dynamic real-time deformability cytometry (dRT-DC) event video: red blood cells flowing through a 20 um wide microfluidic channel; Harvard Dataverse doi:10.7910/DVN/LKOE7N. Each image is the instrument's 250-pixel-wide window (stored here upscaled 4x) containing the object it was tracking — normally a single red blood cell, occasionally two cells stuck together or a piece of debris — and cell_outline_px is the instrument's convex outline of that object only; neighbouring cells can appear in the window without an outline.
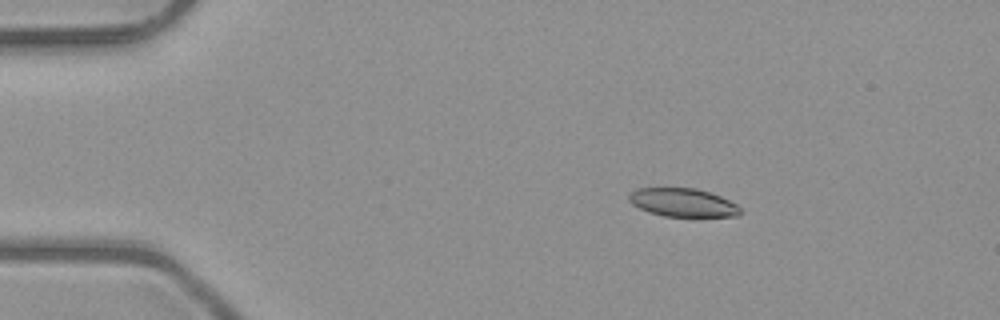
{"species": "common noctule bat (a hibernating species)", "species_latin": "Nyctalus noctula", "temperature_condition": "room temperature", "stored_images_in_passage": 51, "camera_frame_rate_fps": 3000, "um_per_image_px": 0.085, "animal": {"sex": "male", "body_mass_g": 23.1, "forearm_length_mm": 52.7}, "frame": {"image": 1, "passage_image": 8, "time_ms": 2.333, "image_size_px": [1000, 320], "cell_outline_px": [[744, 212], [736, 216], [664, 216], [648, 212], [632, 204], [628, 200], [628, 196], [636, 188], [696, 188], [720, 196], [736, 204]], "centroid_in_image_um": [58.03, 17.21], "position_along_channel_um": 27.0, "area_um2": 18.32}}
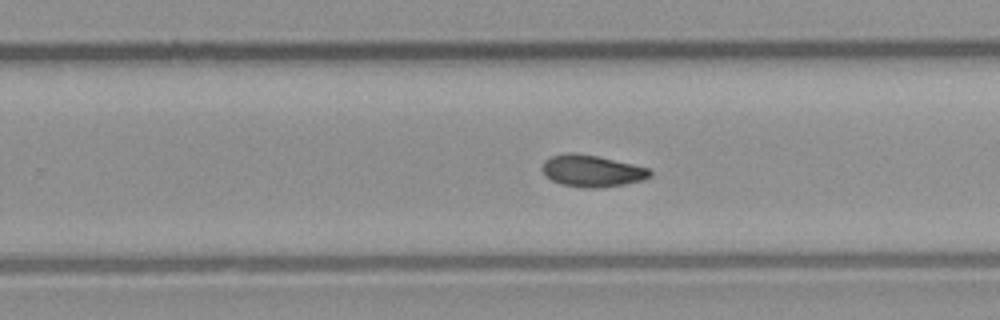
{"frame": {"image": 2, "passage_image": 32, "time_ms": 10.333, "image_size_px": [1000, 320], "cell_outline_px": [[652, 176], [644, 180], [624, 184], [596, 188], [580, 188], [560, 184], [552, 180], [540, 168], [544, 160], [552, 156], [568, 152], [576, 152], [596, 156], [632, 164], [648, 168], [652, 172]], "centroid_in_image_um": [50.3, 14.53], "position_along_channel_um": 279.5, "area_um2": 20.0}}
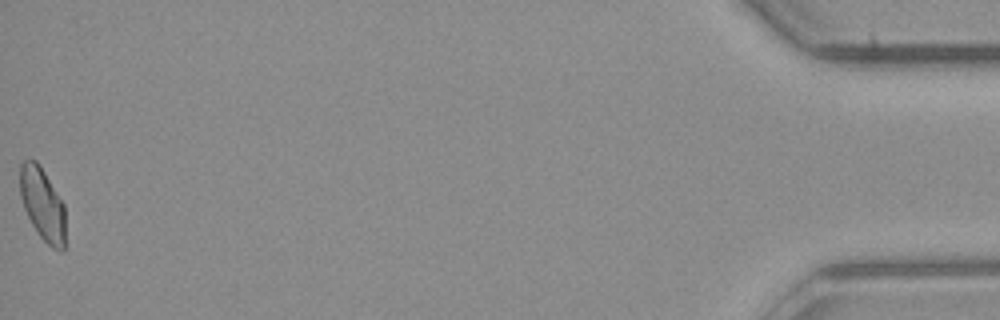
{"frame": {"image": 3, "passage_image": 51, "time_ms": 16.667, "image_size_px": [1000, 320], "cell_outline_px": [[64, 252], [60, 252], [52, 248], [40, 236], [32, 224], [24, 208], [20, 196], [20, 164], [24, 160], [36, 160], [40, 164], [64, 204]], "centroid_in_image_um": [3.61, 17.35], "position_along_channel_um": 431.6, "area_um2": 19.19}, "authors_computed_cell_mechanics": {"area_um2": 19.5364, "velocity_mm_per_s": 4.0313, "shape_relaxation_time_tau1_ms": 7.2053, "shape_relaxation_time_tau2_ms": null, "deformation_change_tau1": 0.1385, "deformation_change_tau2": null}}